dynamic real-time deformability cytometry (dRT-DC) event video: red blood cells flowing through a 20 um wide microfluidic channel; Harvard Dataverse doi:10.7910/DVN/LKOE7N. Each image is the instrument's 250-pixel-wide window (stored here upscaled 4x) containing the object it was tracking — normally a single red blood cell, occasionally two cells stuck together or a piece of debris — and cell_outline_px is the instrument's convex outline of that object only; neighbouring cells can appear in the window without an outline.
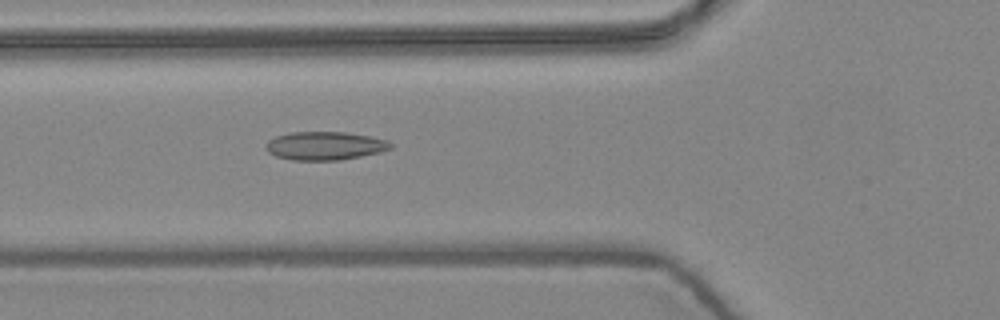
{"species": "common noctule bat (a hibernating species)", "species_latin": "Nyctalus noctula", "temperature_condition": "warm", "stored_images_in_passage": 5, "camera_frame_rate_fps": 3000, "um_per_image_px": 0.085, "animal": {"sex": "female", "body_mass_g": 24.6, "forearm_length_mm": 56.2}, "frame": {"image": 1, "passage_image": 5, "time_ms": 1.333, "image_size_px": [1000, 320], "cell_outline_px": [[392, 148], [380, 152], [340, 160], [292, 160], [276, 156], [268, 152], [264, 148], [264, 144], [268, 140], [276, 136], [292, 132], [344, 132], [372, 136], [388, 140], [392, 144]], "centroid_in_image_um": [27.6, 12.39], "position_along_channel_um": 98.2, "area_um2": 20.75}}